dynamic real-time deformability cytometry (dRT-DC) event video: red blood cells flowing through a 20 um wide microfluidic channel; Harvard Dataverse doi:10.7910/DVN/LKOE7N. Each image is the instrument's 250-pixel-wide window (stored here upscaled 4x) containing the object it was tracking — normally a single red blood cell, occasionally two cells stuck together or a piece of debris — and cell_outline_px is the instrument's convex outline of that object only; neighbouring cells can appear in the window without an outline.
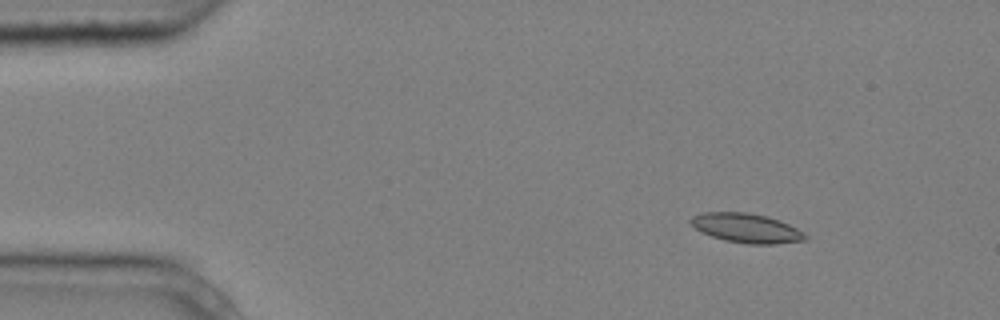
{"species": "common noctule bat (a hibernating species)", "species_latin": "Nyctalus noctula", "temperature_condition": "cold", "stored_images_in_passage": 8, "camera_frame_rate_fps": 3000, "um_per_image_px": 0.085, "animal": {"sex": "male", "body_mass_g": 20.4}, "frame": {"image": 1, "passage_image": 2, "time_ms": 0.333, "image_size_px": [1000, 320], "cell_outline_px": [[808, 240], [776, 244], [748, 244], [724, 240], [712, 236], [696, 228], [688, 220], [692, 216], [704, 212], [748, 212], [768, 216], [788, 224], [804, 232], [808, 236]], "centroid_in_image_um": [63.48, 19.39], "position_along_channel_um": 21.5, "area_um2": 19.59}}
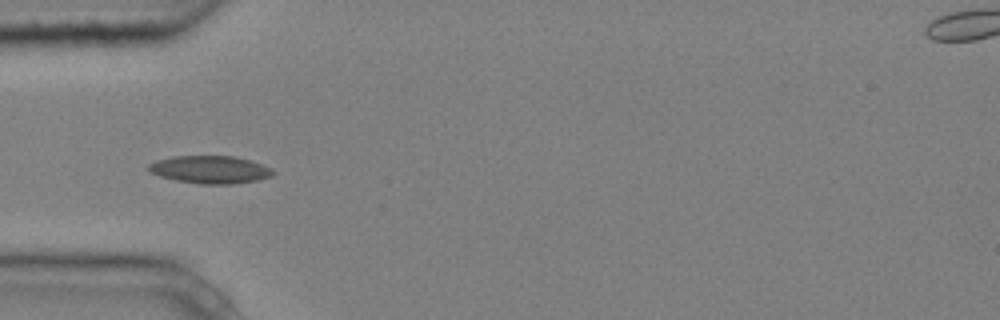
{"frame": {"image": 2, "passage_image": 5, "time_ms": 1.333, "image_size_px": [1000, 320], "cell_outline_px": [[276, 172], [272, 176], [256, 180], [232, 184], [200, 184], [176, 180], [160, 176], [148, 172], [144, 168], [148, 164], [156, 160], [172, 156], [236, 156], [272, 168]], "centroid_in_image_um": [17.81, 14.41], "position_along_channel_um": 67.2, "area_um2": 20.23}}
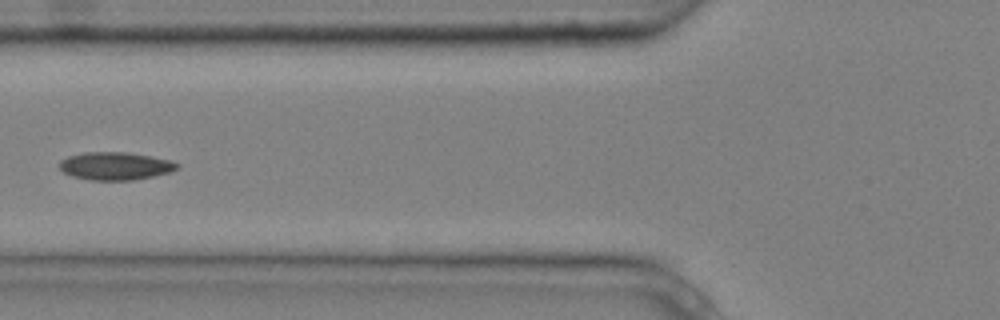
{"frame": {"image": 3, "passage_image": 6, "time_ms": 1.667, "image_size_px": [1000, 320], "cell_outline_px": [[180, 168], [172, 172], [132, 180], [92, 180], [72, 176], [64, 172], [60, 168], [60, 160], [68, 156], [84, 152], [128, 152], [152, 156], [172, 160], [180, 164]], "centroid_in_image_um": [9.85, 14.1], "position_along_channel_um": 115.9, "area_um2": 19.25}}